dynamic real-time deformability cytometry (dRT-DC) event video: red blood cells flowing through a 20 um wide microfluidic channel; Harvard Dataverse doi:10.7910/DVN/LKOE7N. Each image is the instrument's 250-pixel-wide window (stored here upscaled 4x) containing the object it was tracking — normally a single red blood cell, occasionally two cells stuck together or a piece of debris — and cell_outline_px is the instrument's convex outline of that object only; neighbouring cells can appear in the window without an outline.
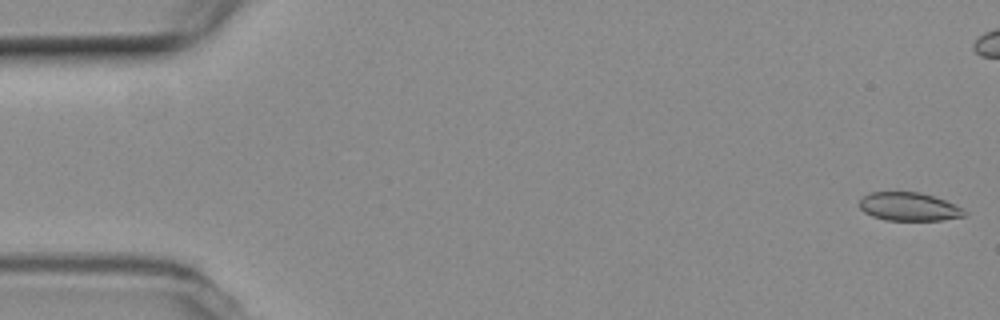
{"species": "common noctule bat (a hibernating species)", "species_latin": "Nyctalus noctula", "temperature_condition": "room temperature", "stored_images_in_passage": 35, "camera_frame_rate_fps": 3000, "um_per_image_px": 0.085, "animal": {"sex": "female", "body_mass_g": 19.3, "forearm_length_mm": 54.1}, "frame": {"image": 1, "passage_image": 1, "time_ms": 0.0, "image_size_px": [1000, 320], "cell_outline_px": [[968, 212], [964, 216], [940, 220], [884, 220], [872, 216], [864, 212], [860, 208], [860, 200], [864, 196], [872, 192], [920, 192], [944, 200], [964, 208]], "centroid_in_image_um": [77.27, 17.57], "position_along_channel_um": 7.7, "area_um2": 17.28}}
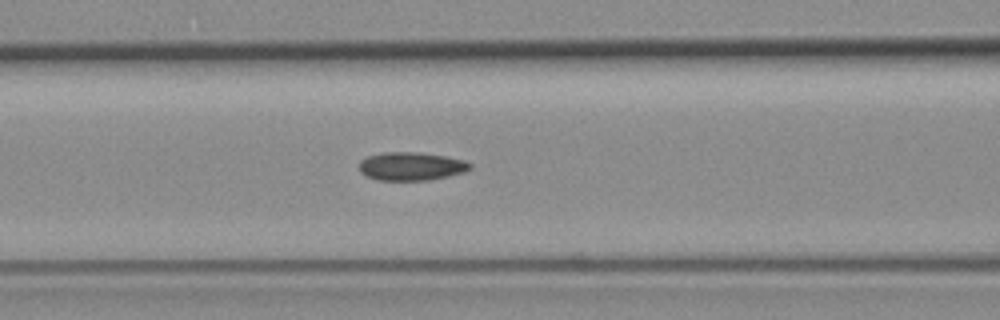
{"frame": {"image": 2, "passage_image": 22, "time_ms": 7.0, "image_size_px": [1000, 320], "cell_outline_px": [[472, 168], [464, 172], [448, 176], [428, 180], [376, 180], [360, 172], [360, 160], [368, 156], [380, 152], [416, 152], [448, 156], [464, 160], [472, 164]], "centroid_in_image_um": [34.97, 14.12], "position_along_channel_um": 131.6, "area_um2": 18.38}}
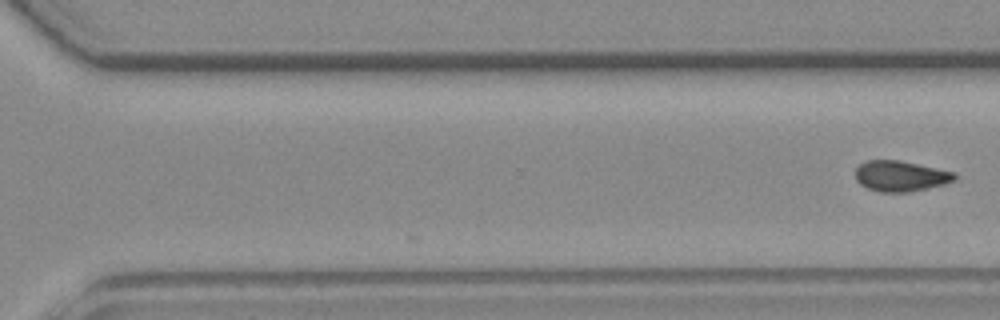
{"frame": {"image": 3, "passage_image": 35, "time_ms": 11.333, "image_size_px": [1000, 320], "cell_outline_px": [[956, 180], [944, 184], [928, 188], [908, 192], [880, 192], [868, 188], [860, 184], [856, 180], [856, 168], [860, 164], [868, 160], [900, 160], [956, 172]], "centroid_in_image_um": [76.57, 14.96], "position_along_channel_um": 294.0, "area_um2": 17.74}}